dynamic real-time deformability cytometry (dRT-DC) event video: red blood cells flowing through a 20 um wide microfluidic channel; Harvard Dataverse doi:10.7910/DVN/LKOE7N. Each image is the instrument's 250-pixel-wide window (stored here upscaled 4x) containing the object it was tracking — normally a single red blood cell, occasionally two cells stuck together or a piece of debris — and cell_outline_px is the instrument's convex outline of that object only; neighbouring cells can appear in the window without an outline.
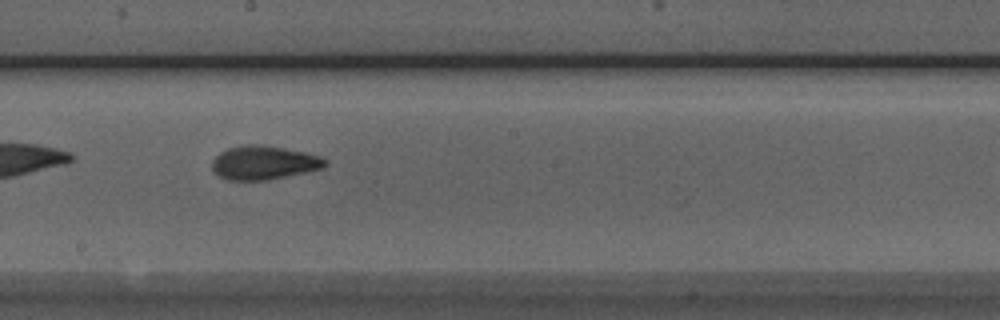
{"species": "Egyptian fruit bat (a non-hibernating species)", "species_latin": "Rousettus aegyptiacus", "temperature_condition": "room temperature", "stored_images_in_passage": 26, "camera_frame_rate_fps": 3000, "um_per_image_px": 0.085, "animal": {"sex": "male"}, "frame": {"image": 1, "passage_image": 12, "time_ms": 3.667, "image_size_px": [1000, 320], "cell_outline_px": [[328, 164], [324, 168], [268, 180], [228, 180], [212, 172], [212, 160], [220, 152], [228, 148], [244, 144], [260, 144], [284, 148], [304, 152], [320, 156], [328, 160]], "centroid_in_image_um": [22.42, 13.82], "position_along_channel_um": 225.8, "area_um2": 22.43}}
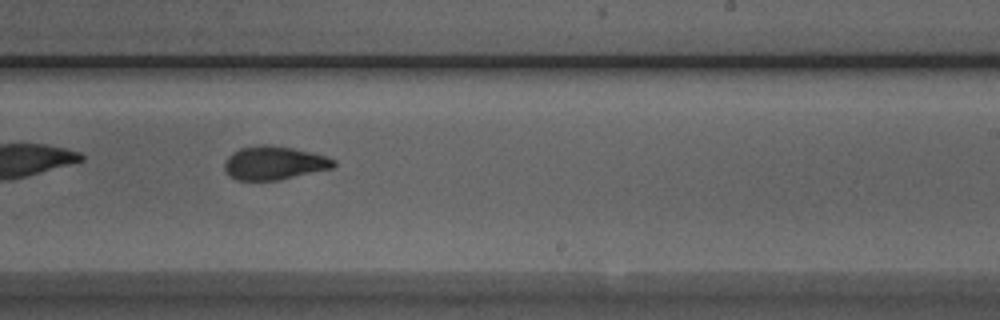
{"frame": {"image": 2, "passage_image": 15, "time_ms": 4.667, "image_size_px": [1000, 320], "cell_outline_px": [[336, 164], [332, 168], [276, 180], [236, 180], [224, 168], [224, 164], [228, 156], [232, 152], [240, 148], [260, 144], [268, 144], [292, 148], [312, 152], [328, 156], [336, 160]], "centroid_in_image_um": [23.31, 13.83], "position_along_channel_um": 265.7, "area_um2": 21.21}}